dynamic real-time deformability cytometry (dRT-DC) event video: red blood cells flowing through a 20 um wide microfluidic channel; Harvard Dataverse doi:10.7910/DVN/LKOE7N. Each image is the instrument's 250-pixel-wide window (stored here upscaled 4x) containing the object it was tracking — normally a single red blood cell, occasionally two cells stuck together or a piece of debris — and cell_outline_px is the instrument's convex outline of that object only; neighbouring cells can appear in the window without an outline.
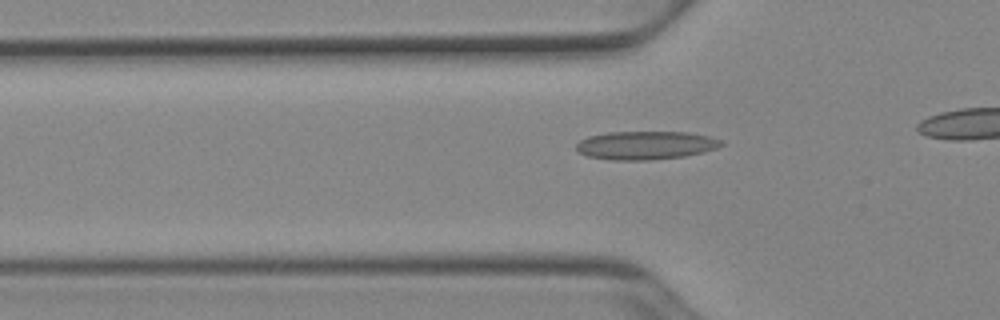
{"species": "Egyptian fruit bat (a non-hibernating species)", "species_latin": "Rousettus aegyptiacus", "temperature_condition": "cold", "stored_images_in_passage": 38, "camera_frame_rate_fps": 3000, "um_per_image_px": 0.085, "animal": {"sex": "female"}, "frame": {"image": 1, "passage_image": 13, "time_ms": 4.0, "image_size_px": [1000, 320], "cell_outline_px": [[724, 144], [716, 148], [704, 152], [684, 156], [652, 160], [612, 160], [588, 156], [576, 152], [576, 144], [580, 140], [588, 136], [608, 132], [688, 132], [708, 136], [724, 140]], "centroid_in_image_um": [54.88, 12.35], "position_along_channel_um": 70.9, "area_um2": 24.16}}
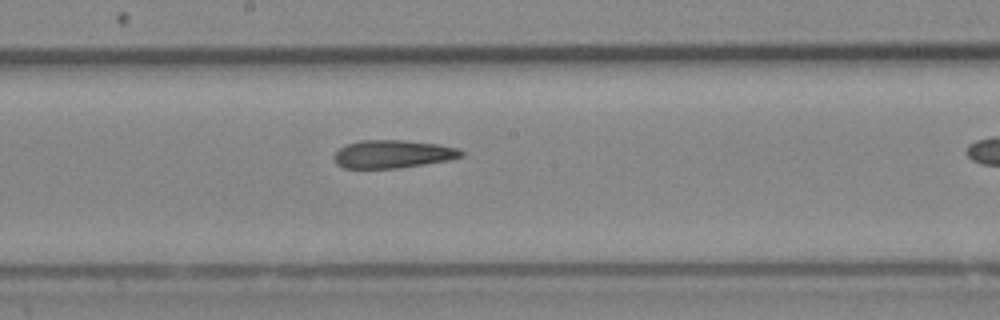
{"frame": {"image": 2, "passage_image": 24, "time_ms": 7.667, "image_size_px": [1000, 320], "cell_outline_px": [[464, 156], [448, 160], [424, 164], [396, 168], [344, 168], [336, 164], [332, 156], [344, 144], [360, 140], [404, 140], [440, 144], [456, 148], [464, 152]], "centroid_in_image_um": [33.36, 13.09], "position_along_channel_um": 214.8, "area_um2": 20.87}}
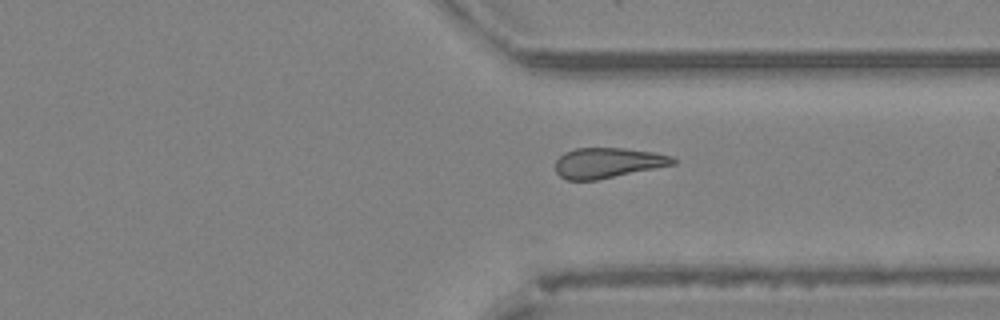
{"frame": {"image": 3, "passage_image": 35, "time_ms": 11.333, "image_size_px": [1000, 320], "cell_outline_px": [[676, 164], [596, 180], [568, 180], [560, 176], [556, 172], [556, 160], [564, 152], [576, 148], [624, 148], [656, 152], [672, 156], [676, 160]], "centroid_in_image_um": [51.67, 13.83], "position_along_channel_um": 359.7, "area_um2": 20.75}}